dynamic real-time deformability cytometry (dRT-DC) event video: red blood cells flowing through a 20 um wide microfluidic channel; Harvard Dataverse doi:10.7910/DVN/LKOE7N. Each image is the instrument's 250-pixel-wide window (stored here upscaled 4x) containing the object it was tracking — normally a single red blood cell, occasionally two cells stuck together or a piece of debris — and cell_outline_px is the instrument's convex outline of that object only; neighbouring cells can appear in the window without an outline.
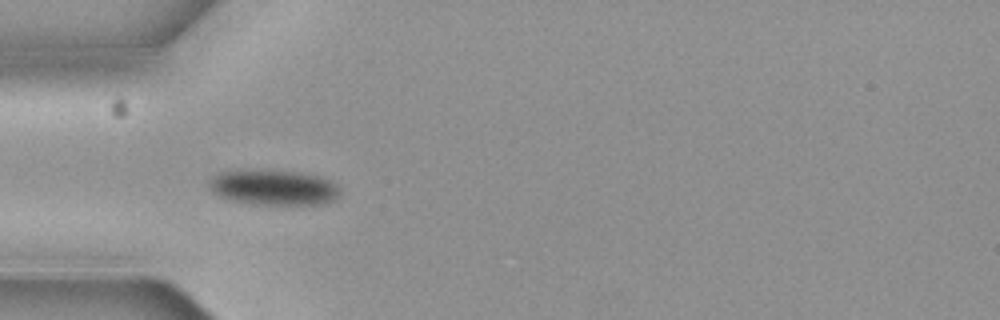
{"species": "common noctule bat (a hibernating species)", "species_latin": "Nyctalus noctula", "temperature_condition": "cold", "stored_images_in_passage": 5, "camera_frame_rate_fps": 3000, "um_per_image_px": 0.085, "animal": {"sex": "female", "body_mass_g": 19.3, "forearm_length_mm": 54.1}, "frame": {"image": 1, "passage_image": 4, "time_ms": 1.0, "image_size_px": [1000, 320], "cell_outline_px": [[340, 196], [336, 200], [324, 204], [256, 204], [232, 200], [220, 196], [212, 192], [208, 188], [208, 180], [216, 172], [296, 172], [320, 176], [332, 180], [340, 188]], "centroid_in_image_um": [23.31, 15.96], "position_along_channel_um": 61.7, "area_um2": 26.53}}
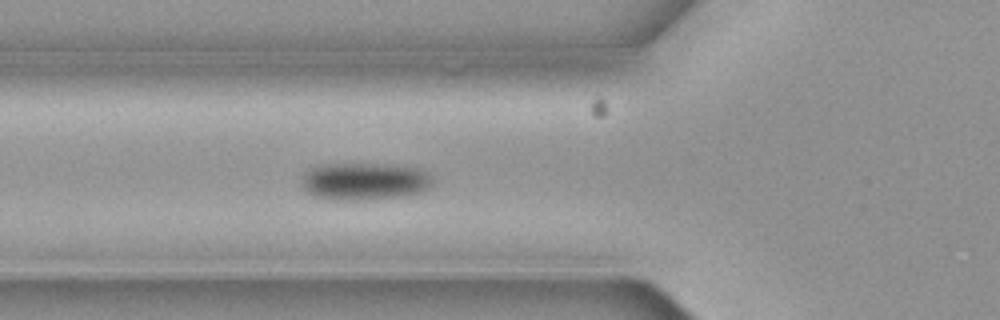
{"frame": {"image": 2, "passage_image": 5, "time_ms": 1.333, "image_size_px": [1000, 320], "cell_outline_px": [[432, 184], [428, 188], [420, 192], [408, 196], [364, 200], [332, 200], [312, 196], [304, 188], [304, 176], [312, 168], [344, 164], [388, 164], [420, 168], [428, 172], [432, 176]], "centroid_in_image_um": [31.09, 15.44], "position_along_channel_um": 94.7, "area_um2": 28.38}}